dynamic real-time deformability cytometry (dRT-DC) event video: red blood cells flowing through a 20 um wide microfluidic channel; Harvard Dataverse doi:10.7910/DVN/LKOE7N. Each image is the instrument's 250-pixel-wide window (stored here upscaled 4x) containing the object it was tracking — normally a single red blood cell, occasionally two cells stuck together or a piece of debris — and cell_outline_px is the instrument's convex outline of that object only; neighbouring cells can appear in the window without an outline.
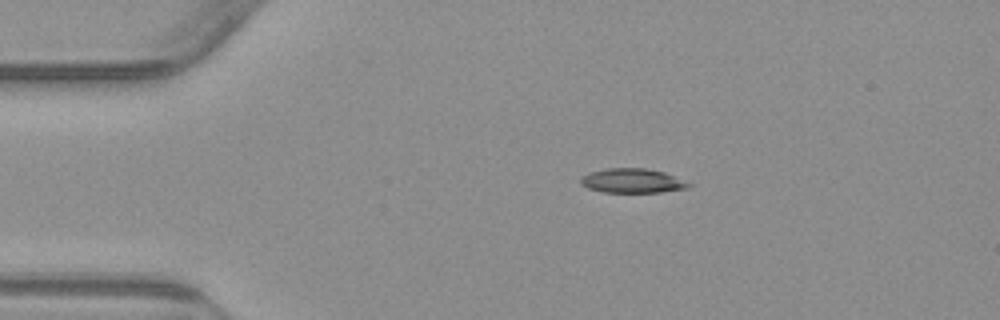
{"species": "common noctule bat (a hibernating species)", "species_latin": "Nyctalus noctula", "temperature_condition": "warm", "stored_images_in_passage": 44, "camera_frame_rate_fps": 3000, "um_per_image_px": 0.085, "animal": {"sex": "male", "body_mass_g": 23.1, "forearm_length_mm": 52.7}, "frame": {"image": 1, "passage_image": 1, "time_ms": 0.0, "image_size_px": [1000, 320], "cell_outline_px": [[692, 184], [688, 188], [660, 192], [604, 192], [588, 188], [580, 184], [580, 180], [584, 176], [592, 172], [608, 168], [644, 168], [664, 172]], "centroid_in_image_um": [53.76, 15.37], "position_along_channel_um": 31.2, "area_um2": 15.09}}
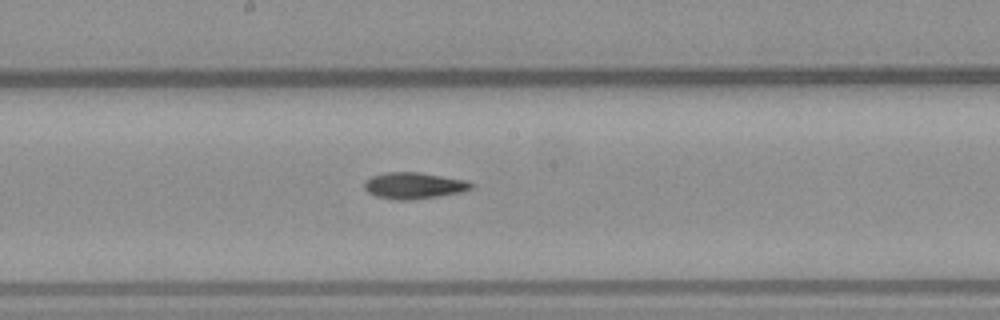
{"frame": {"image": 2, "passage_image": 19, "time_ms": 6.0, "image_size_px": [1000, 320], "cell_outline_px": [[476, 184], [472, 188], [460, 192], [436, 196], [408, 200], [396, 200], [376, 196], [368, 192], [364, 188], [364, 180], [372, 176], [384, 172], [420, 172], [464, 180]], "centroid_in_image_um": [35.14, 15.76], "position_along_channel_um": 213.1, "area_um2": 16.36}}
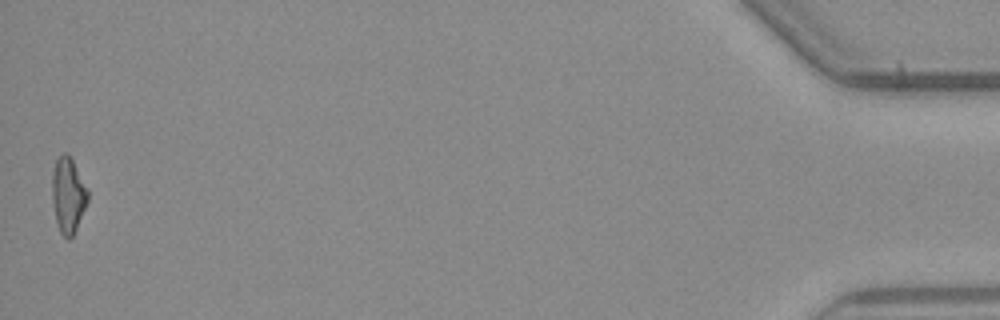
{"frame": {"image": 3, "passage_image": 44, "time_ms": 14.333, "image_size_px": [1000, 320], "cell_outline_px": [[88, 200], [76, 228], [72, 236], [68, 240], [60, 232], [56, 220], [52, 200], [52, 172], [56, 160], [64, 152], [68, 152], [88, 188]], "centroid_in_image_um": [5.79, 16.55], "position_along_channel_um": 429.4, "area_um2": 15.61}, "authors_computed_cell_mechanics": {"area_um2": 15.7794, "velocity_mm_per_s": 3.8384, "shape_relaxation_time_tau1_ms": 6.7662, "shape_relaxation_time_tau2_ms": 5.0134, "deformation_change_tau1": 0.2239, "deformation_change_tau2": 0.16}}